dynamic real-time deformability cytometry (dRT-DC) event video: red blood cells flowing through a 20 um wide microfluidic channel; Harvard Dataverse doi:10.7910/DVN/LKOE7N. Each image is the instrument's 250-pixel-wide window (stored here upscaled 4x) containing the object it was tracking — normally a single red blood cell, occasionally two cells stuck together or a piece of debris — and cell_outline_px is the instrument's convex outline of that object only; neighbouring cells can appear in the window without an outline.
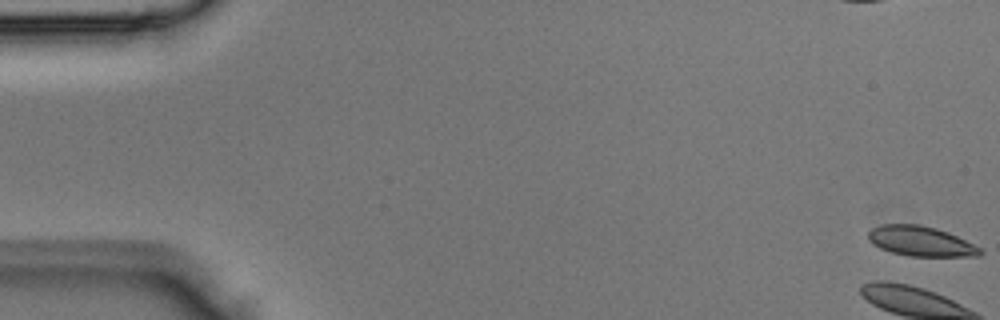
{"species": "Egyptian fruit bat (a non-hibernating species)", "species_latin": "Rousettus aegyptiacus", "temperature_condition": "room temperature", "stored_images_in_passage": 5, "camera_frame_rate_fps": 3000, "um_per_image_px": 0.085, "animal": {"sex": "male"}, "frame": {"image": 1, "passage_image": 1, "time_ms": 0.0, "image_size_px": [1000, 320], "cell_outline_px": [[984, 252], [980, 256], [912, 256], [892, 252], [880, 248], [872, 244], [868, 240], [868, 232], [872, 228], [880, 224], [920, 224], [936, 228], [948, 232], [980, 248]], "centroid_in_image_um": [78.23, 20.49], "position_along_channel_um": 6.8, "area_um2": 19.48}}
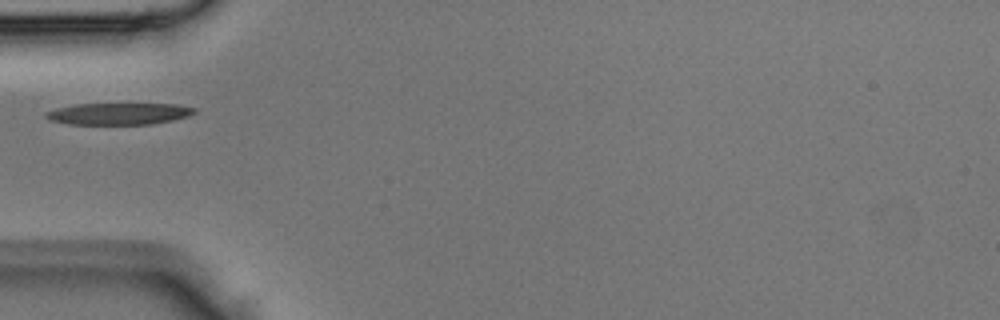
{"frame": {"image": 2, "passage_image": 5, "time_ms": 1.333, "image_size_px": [1000, 320], "cell_outline_px": [[196, 112], [188, 116], [172, 120], [152, 124], [68, 124], [48, 120], [44, 116], [44, 112], [56, 108], [76, 104], [176, 104], [196, 108]], "centroid_in_image_um": [10.06, 9.67], "position_along_channel_um": 74.9, "area_um2": 18.84}}